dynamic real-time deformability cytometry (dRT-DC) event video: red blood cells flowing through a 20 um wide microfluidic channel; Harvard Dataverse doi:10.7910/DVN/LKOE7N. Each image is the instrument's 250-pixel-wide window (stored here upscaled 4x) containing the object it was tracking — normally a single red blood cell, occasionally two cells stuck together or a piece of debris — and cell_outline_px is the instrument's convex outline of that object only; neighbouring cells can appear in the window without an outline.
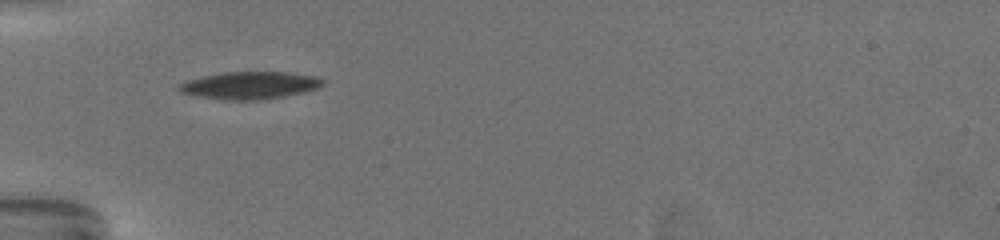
{"species": "common noctule bat (a hibernating species)", "species_latin": "Nyctalus noctula", "temperature_condition": "warm", "stored_images_in_passage": 42, "camera_frame_rate_fps": 3000, "um_per_image_px": 0.085, "animal": {"sex": "female", "body_mass_g": 19.5, "forearm_length_mm": 54.1}, "frame": {"image": 1, "passage_image": 1, "time_ms": 0.0, "image_size_px": [1000, 240], "cell_outline_px": [[324, 84], [316, 88], [304, 92], [284, 96], [260, 100], [224, 100], [200, 96], [180, 92], [176, 88], [180, 84], [188, 80], [204, 76], [224, 72], [284, 72], [316, 76], [324, 80]], "centroid_in_image_um": [21.24, 7.25], "position_along_channel_um": 63.8, "area_um2": 22.77}}
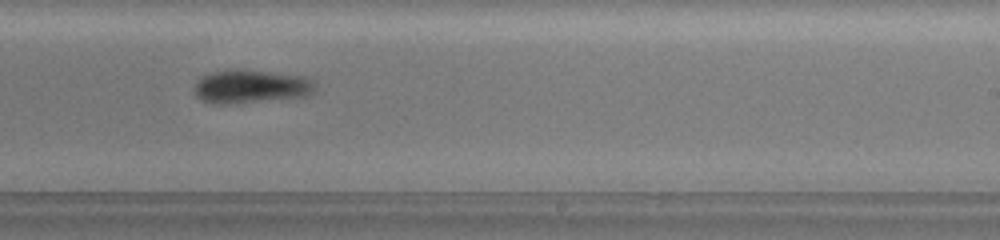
{"frame": {"image": 2, "passage_image": 20, "time_ms": 6.333, "image_size_px": [1000, 240], "cell_outline_px": [[312, 88], [304, 96], [228, 104], [212, 104], [200, 100], [196, 96], [196, 84], [204, 76], [212, 72], [264, 72], [304, 76], [308, 80]], "centroid_in_image_um": [21.23, 7.4], "position_along_channel_um": 267.8, "area_um2": 21.91}}
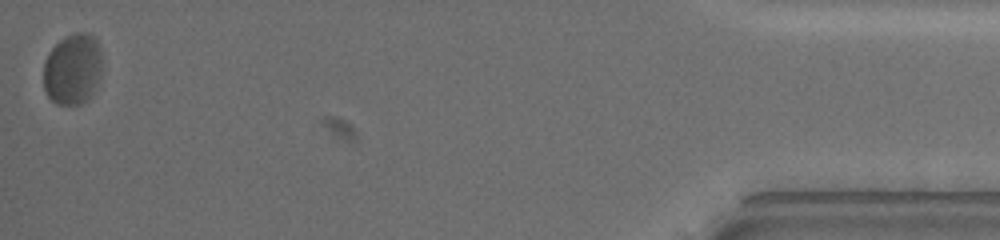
{"frame": {"image": 3, "passage_image": 42, "time_ms": 13.667, "image_size_px": [1000, 240], "cell_outline_px": [[100, 76], [92, 92], [80, 104], [56, 104], [48, 96], [44, 88], [44, 60], [48, 52], [60, 40], [76, 32], [88, 32], [96, 40], [100, 48]], "centroid_in_image_um": [6.15, 5.85], "position_along_channel_um": 429.1, "area_um2": 23.93}, "authors_computed_cell_mechanics": {"area_um2": 22.8021, "velocity_mm_per_s": 3.3148, "shape_relaxation_time_tau1_ms": 5.6232, "shape_relaxation_time_tau2_ms": 1.1516, "deformation_change_tau1": 0.1259, "deformation_change_tau2": 0.0536}}